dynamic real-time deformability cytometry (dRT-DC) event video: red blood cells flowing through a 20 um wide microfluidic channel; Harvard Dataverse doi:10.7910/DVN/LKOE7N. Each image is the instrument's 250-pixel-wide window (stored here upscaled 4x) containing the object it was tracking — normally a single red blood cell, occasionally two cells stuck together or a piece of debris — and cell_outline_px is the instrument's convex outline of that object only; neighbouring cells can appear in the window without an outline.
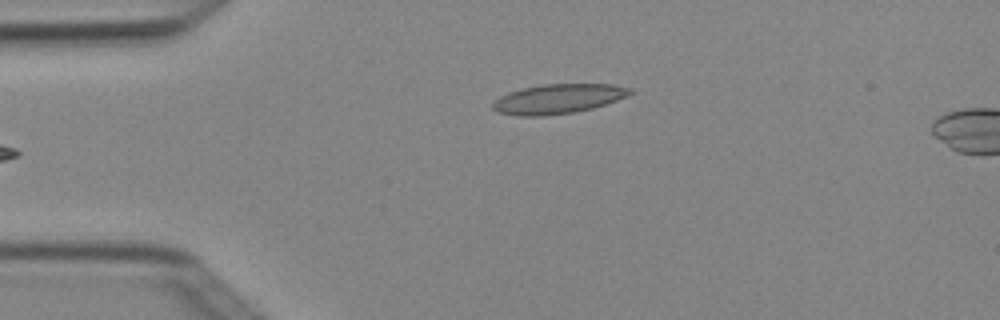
{"species": "Egyptian fruit bat (a non-hibernating species)", "species_latin": "Rousettus aegyptiacus", "temperature_condition": "cold", "stored_images_in_passage": 4, "camera_frame_rate_fps": 3000, "um_per_image_px": 0.085, "animal": {"sex": "female"}, "frame": {"image": 1, "passage_image": 4, "time_ms": 1.0, "image_size_px": [1000, 320], "cell_outline_px": [[636, 92], [628, 96], [592, 108], [572, 112], [540, 116], [520, 116], [500, 112], [492, 108], [492, 104], [500, 96], [508, 92], [524, 88], [544, 84], [612, 84], [632, 88]], "centroid_in_image_um": [47.48, 8.39], "position_along_channel_um": 37.5, "area_um2": 23.47}}